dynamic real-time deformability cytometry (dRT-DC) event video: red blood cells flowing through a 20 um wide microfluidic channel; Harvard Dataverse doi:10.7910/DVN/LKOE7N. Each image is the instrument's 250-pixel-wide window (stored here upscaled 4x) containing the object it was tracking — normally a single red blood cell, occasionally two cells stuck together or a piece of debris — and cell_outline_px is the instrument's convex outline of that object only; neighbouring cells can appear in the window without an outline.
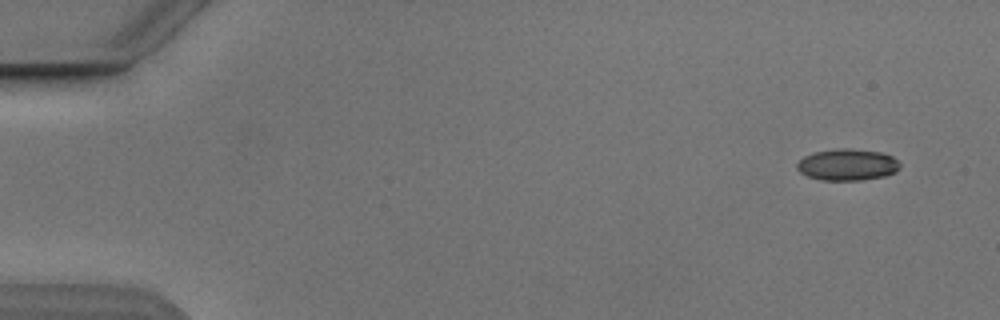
{"species": "Egyptian fruit bat (a non-hibernating species)", "species_latin": "Rousettus aegyptiacus", "temperature_condition": "cold", "stored_images_in_passage": 7, "camera_frame_rate_fps": 3000, "um_per_image_px": 0.085, "animal": {"sex": "male"}, "frame": {"image": 1, "passage_image": 1, "time_ms": 0.0, "image_size_px": [1000, 320], "cell_outline_px": [[900, 168], [896, 172], [884, 176], [860, 180], [820, 180], [808, 176], [800, 172], [796, 168], [796, 164], [804, 156], [812, 152], [836, 148], [852, 148], [884, 152], [892, 156], [900, 164]], "centroid_in_image_um": [72.03, 13.98], "position_along_channel_um": 13.0, "area_um2": 19.19}}
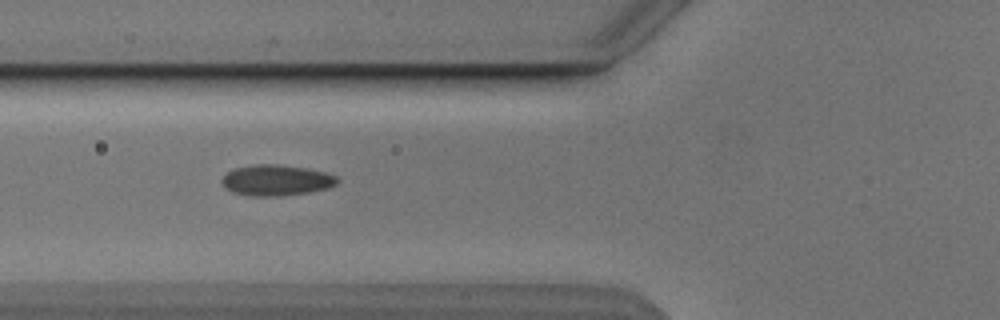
{"frame": {"image": 2, "passage_image": 6, "time_ms": 5.667, "image_size_px": [1000, 320], "cell_outline_px": [[340, 180], [336, 184], [328, 188], [308, 192], [276, 196], [252, 196], [232, 192], [224, 188], [220, 180], [228, 172], [236, 168], [252, 164], [276, 164], [308, 168], [324, 172], [336, 176]], "centroid_in_image_um": [23.47, 15.31], "position_along_channel_um": 102.3, "area_um2": 20.75}}